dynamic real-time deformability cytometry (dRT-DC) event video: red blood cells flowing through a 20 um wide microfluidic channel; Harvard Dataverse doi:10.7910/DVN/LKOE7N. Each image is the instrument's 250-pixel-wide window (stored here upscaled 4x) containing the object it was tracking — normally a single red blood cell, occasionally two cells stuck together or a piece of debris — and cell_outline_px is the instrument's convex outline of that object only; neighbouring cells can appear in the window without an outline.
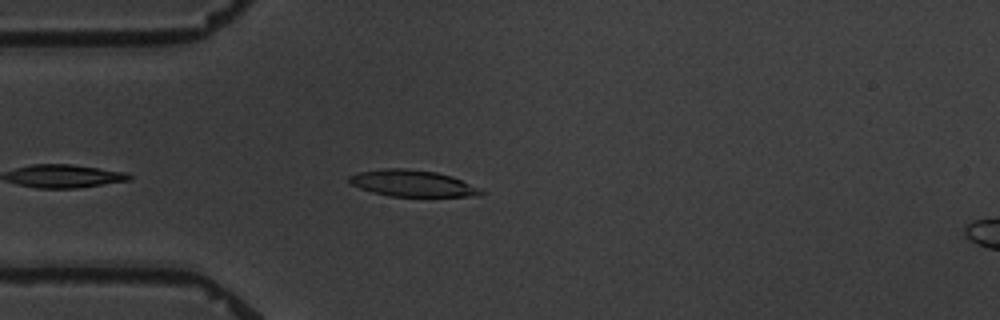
{"species": "common noctule bat (a hibernating species)", "species_latin": "Nyctalus noctula", "temperature_condition": "warm", "stored_images_in_passage": 2, "camera_frame_rate_fps": 3000, "um_per_image_px": 0.085, "animal": {"sex": "male", "body_mass_g": 19.5, "forearm_length_mm": 54.6}, "frame": {"image": 1, "passage_image": 1, "time_ms": 0.0, "image_size_px": [1000, 320], "cell_outline_px": [[484, 192], [480, 196], [392, 196], [372, 192], [360, 188], [352, 184], [348, 180], [348, 176], [356, 172], [384, 168], [404, 168], [436, 172], [452, 176], [480, 188]], "centroid_in_image_um": [35.04, 15.57], "position_along_channel_um": 50.0, "area_um2": 20.29}}